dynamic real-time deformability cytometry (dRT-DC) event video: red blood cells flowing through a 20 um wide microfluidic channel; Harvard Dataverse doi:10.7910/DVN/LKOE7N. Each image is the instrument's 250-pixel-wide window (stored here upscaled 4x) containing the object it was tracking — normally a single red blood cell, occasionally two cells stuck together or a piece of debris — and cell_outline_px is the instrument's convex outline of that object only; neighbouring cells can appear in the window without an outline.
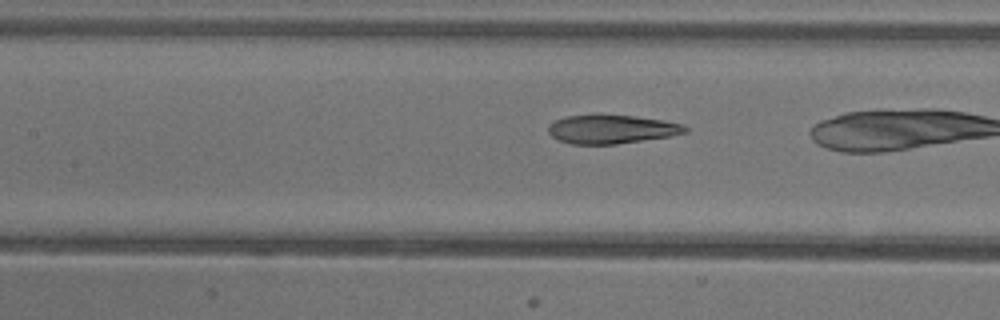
{"species": "common noctule bat (a hibernating species)", "species_latin": "Nyctalus noctula", "temperature_condition": "warm", "stored_images_in_passage": 29, "camera_frame_rate_fps": 3000, "um_per_image_px": 0.085, "animal": {"sex": "female"}, "frame": {"image": 1, "passage_image": 13, "time_ms": 4.0, "image_size_px": [1000, 320], "cell_outline_px": [[688, 132], [672, 136], [616, 144], [572, 144], [556, 140], [548, 132], [548, 124], [552, 120], [564, 116], [636, 116], [664, 120], [684, 124], [688, 128]], "centroid_in_image_um": [51.99, 11.0], "position_along_channel_um": 155.4, "area_um2": 22.95}}